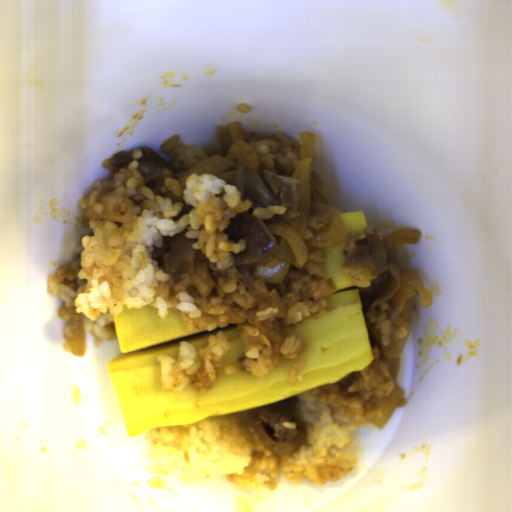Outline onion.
Listing matches in <instances>:
<instances>
[{"instance_id": "2ce2d468", "label": "onion", "mask_w": 512, "mask_h": 512, "mask_svg": "<svg viewBox=\"0 0 512 512\" xmlns=\"http://www.w3.org/2000/svg\"><path fill=\"white\" fill-rule=\"evenodd\" d=\"M298 425L300 427V434L292 441H272L262 424H257L255 427L262 444L273 454L290 456L299 449L307 436L304 422H300Z\"/></svg>"}, {"instance_id": "f3f465da", "label": "onion", "mask_w": 512, "mask_h": 512, "mask_svg": "<svg viewBox=\"0 0 512 512\" xmlns=\"http://www.w3.org/2000/svg\"><path fill=\"white\" fill-rule=\"evenodd\" d=\"M254 326L257 328V330L262 333L267 339L272 341L275 344H283L286 341V337L279 334L278 332L270 329L268 326H266L261 321L254 322Z\"/></svg>"}, {"instance_id": "cc389a45", "label": "onion", "mask_w": 512, "mask_h": 512, "mask_svg": "<svg viewBox=\"0 0 512 512\" xmlns=\"http://www.w3.org/2000/svg\"><path fill=\"white\" fill-rule=\"evenodd\" d=\"M270 297L274 300V302L282 309V311L286 314L287 313V306L284 304L283 300L281 299L279 293L273 288L271 293L269 294Z\"/></svg>"}, {"instance_id": "55239325", "label": "onion", "mask_w": 512, "mask_h": 512, "mask_svg": "<svg viewBox=\"0 0 512 512\" xmlns=\"http://www.w3.org/2000/svg\"><path fill=\"white\" fill-rule=\"evenodd\" d=\"M401 369L400 364V357L393 359L391 371L393 380L395 383L394 388L392 389L391 393L387 396H383L380 405L383 408L381 417H377V415H374L373 418H371L370 423L377 427L379 430L384 429L390 418L392 417L394 411L398 407H403L406 403V399L403 398L405 391L400 387V385L397 382V377Z\"/></svg>"}, {"instance_id": "25a0d678", "label": "onion", "mask_w": 512, "mask_h": 512, "mask_svg": "<svg viewBox=\"0 0 512 512\" xmlns=\"http://www.w3.org/2000/svg\"><path fill=\"white\" fill-rule=\"evenodd\" d=\"M231 166L226 159L221 155H213L188 170L180 179L178 184L182 190L186 189L187 178L191 174L202 175V174H218L229 169Z\"/></svg>"}, {"instance_id": "275d332c", "label": "onion", "mask_w": 512, "mask_h": 512, "mask_svg": "<svg viewBox=\"0 0 512 512\" xmlns=\"http://www.w3.org/2000/svg\"><path fill=\"white\" fill-rule=\"evenodd\" d=\"M416 302V295H412L407 299L397 317V321L401 327L407 330L406 336L401 339H392L389 343L387 350L392 355H399L403 353L408 337L410 335L411 326L413 322V313Z\"/></svg>"}, {"instance_id": "bf0cefb9", "label": "onion", "mask_w": 512, "mask_h": 512, "mask_svg": "<svg viewBox=\"0 0 512 512\" xmlns=\"http://www.w3.org/2000/svg\"><path fill=\"white\" fill-rule=\"evenodd\" d=\"M422 236V232L417 228H399L389 233L386 238L392 247L402 245H416Z\"/></svg>"}, {"instance_id": "9b606d95", "label": "onion", "mask_w": 512, "mask_h": 512, "mask_svg": "<svg viewBox=\"0 0 512 512\" xmlns=\"http://www.w3.org/2000/svg\"><path fill=\"white\" fill-rule=\"evenodd\" d=\"M124 203L126 205L124 214L97 213L91 210L87 212L86 216L87 218L96 220H110L124 225H132L134 221L133 200H131L128 197H125Z\"/></svg>"}, {"instance_id": "997b7004", "label": "onion", "mask_w": 512, "mask_h": 512, "mask_svg": "<svg viewBox=\"0 0 512 512\" xmlns=\"http://www.w3.org/2000/svg\"><path fill=\"white\" fill-rule=\"evenodd\" d=\"M190 279L203 298H206L216 285L212 278L203 279L197 273Z\"/></svg>"}, {"instance_id": "23ac38db", "label": "onion", "mask_w": 512, "mask_h": 512, "mask_svg": "<svg viewBox=\"0 0 512 512\" xmlns=\"http://www.w3.org/2000/svg\"><path fill=\"white\" fill-rule=\"evenodd\" d=\"M85 317L68 319L64 326V346L68 353L75 356H84L87 331Z\"/></svg>"}, {"instance_id": "06740285", "label": "onion", "mask_w": 512, "mask_h": 512, "mask_svg": "<svg viewBox=\"0 0 512 512\" xmlns=\"http://www.w3.org/2000/svg\"><path fill=\"white\" fill-rule=\"evenodd\" d=\"M334 217L331 228L323 235L315 236L311 240L303 239L293 228L282 221L269 220L266 228L269 232L283 237L289 244L293 254L295 267L303 268L308 259L310 247L331 248L348 239V230L340 215L331 207H327Z\"/></svg>"}, {"instance_id": "6bf65262", "label": "onion", "mask_w": 512, "mask_h": 512, "mask_svg": "<svg viewBox=\"0 0 512 512\" xmlns=\"http://www.w3.org/2000/svg\"><path fill=\"white\" fill-rule=\"evenodd\" d=\"M299 140L300 163L291 176L298 182L296 184L297 212L308 216L311 210V174L315 154V135L306 130L300 132Z\"/></svg>"}]
</instances>
